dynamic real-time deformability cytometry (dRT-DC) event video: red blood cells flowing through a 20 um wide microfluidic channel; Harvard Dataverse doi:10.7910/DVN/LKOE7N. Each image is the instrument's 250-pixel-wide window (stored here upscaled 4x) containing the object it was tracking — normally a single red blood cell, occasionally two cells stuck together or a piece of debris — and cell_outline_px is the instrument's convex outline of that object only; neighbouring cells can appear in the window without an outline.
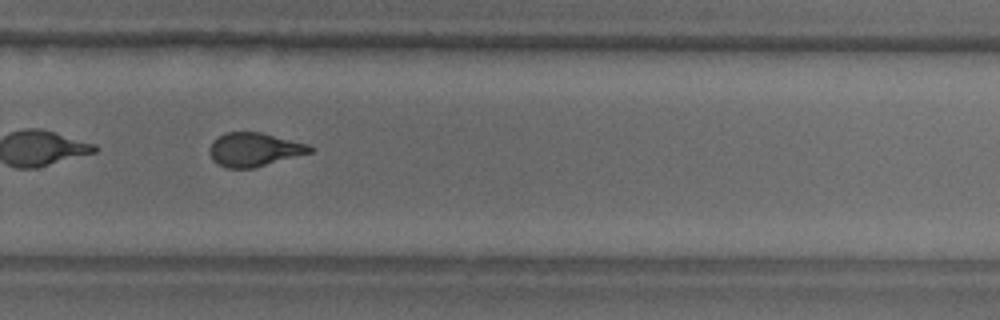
{"species": "common noctule bat (a hibernating species)", "species_latin": "Nyctalus noctula", "temperature_condition": "warm", "stored_images_in_passage": 65, "segment_of_instrument_passage": [2, 2], "camera_frame_rate_fps": 3000, "um_per_image_px": 0.085, "animal": {"sex": "male", "body_mass_g": 18.8}, "frame": {"image": 1, "passage_image": 44, "time_ms": 14.333, "image_size_px": [1000, 320], "cell_outline_px": [[316, 148], [312, 152], [252, 168], [224, 168], [216, 164], [212, 160], [208, 152], [208, 148], [212, 140], [216, 136], [224, 132], [260, 132], [308, 144]], "centroid_in_image_um": [21.54, 12.7], "position_along_channel_um": 308.3, "area_um2": 19.94}}